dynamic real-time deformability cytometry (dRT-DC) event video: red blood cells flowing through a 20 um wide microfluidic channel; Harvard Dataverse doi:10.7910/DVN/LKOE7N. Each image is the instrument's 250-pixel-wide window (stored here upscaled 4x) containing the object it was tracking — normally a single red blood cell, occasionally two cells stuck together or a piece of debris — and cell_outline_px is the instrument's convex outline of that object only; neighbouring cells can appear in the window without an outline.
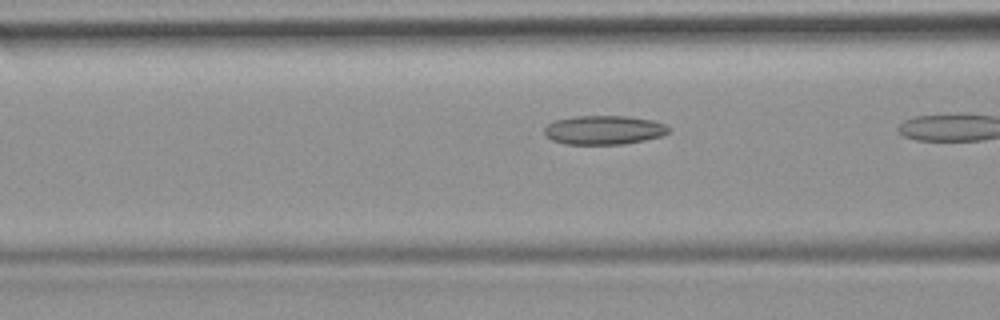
{"species": "common noctule bat (a hibernating species)", "species_latin": "Nyctalus noctula", "temperature_condition": "room temperature", "stored_images_in_passage": 6, "camera_frame_rate_fps": 3000, "um_per_image_px": 0.085, "animal": {"sex": "female", "body_mass_g": 19.9}, "frame": {"image": 1, "passage_image": 5, "time_ms": 1.333, "image_size_px": [1000, 320], "cell_outline_px": [[668, 132], [660, 136], [644, 140], [624, 144], [564, 144], [552, 140], [544, 136], [544, 128], [552, 120], [576, 116], [628, 116], [652, 120], [664, 124], [668, 128]], "centroid_in_image_um": [51.26, 11.05], "position_along_channel_um": 115.3, "area_um2": 21.04}}